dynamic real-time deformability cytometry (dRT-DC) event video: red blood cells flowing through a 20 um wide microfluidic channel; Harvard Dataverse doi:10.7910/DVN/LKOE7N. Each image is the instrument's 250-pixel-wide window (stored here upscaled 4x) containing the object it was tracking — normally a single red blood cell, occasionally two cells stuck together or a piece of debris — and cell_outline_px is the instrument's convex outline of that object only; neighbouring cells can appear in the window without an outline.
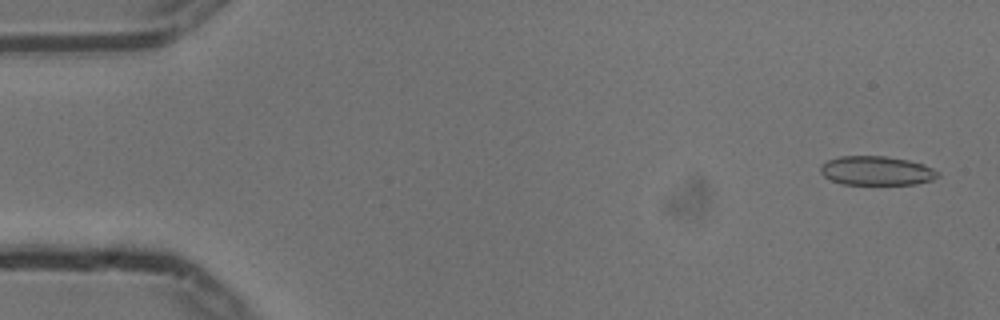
{"species": "common noctule bat (a hibernating species)", "species_latin": "Nyctalus noctula", "temperature_condition": "cold", "stored_images_in_passage": 17, "camera_frame_rate_fps": 3000, "um_per_image_px": 0.085, "animal": {"sex": "male", "body_mass_g": 13.3}, "frame": {"image": 1, "passage_image": 2, "time_ms": 0.333, "image_size_px": [1000, 320], "cell_outline_px": [[940, 176], [932, 180], [916, 184], [840, 184], [824, 176], [820, 172], [820, 164], [828, 160], [840, 156], [884, 156], [908, 160], [924, 164], [940, 172]], "centroid_in_image_um": [74.51, 14.51], "position_along_channel_um": 10.5, "area_um2": 20.0}}
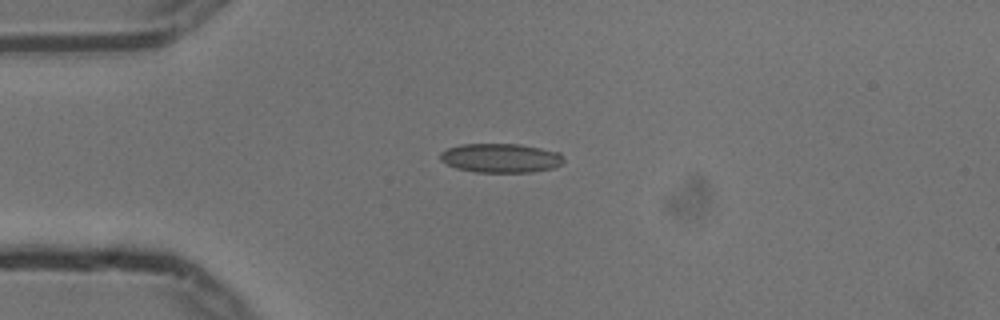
{"frame": {"image": 2, "passage_image": 13, "time_ms": 4.0, "image_size_px": [1000, 320], "cell_outline_px": [[564, 160], [556, 168], [532, 172], [476, 172], [456, 168], [440, 160], [440, 152], [448, 148], [460, 144], [520, 144], [560, 152]], "centroid_in_image_um": [42.57, 13.43], "position_along_channel_um": 42.4, "area_um2": 21.04}}